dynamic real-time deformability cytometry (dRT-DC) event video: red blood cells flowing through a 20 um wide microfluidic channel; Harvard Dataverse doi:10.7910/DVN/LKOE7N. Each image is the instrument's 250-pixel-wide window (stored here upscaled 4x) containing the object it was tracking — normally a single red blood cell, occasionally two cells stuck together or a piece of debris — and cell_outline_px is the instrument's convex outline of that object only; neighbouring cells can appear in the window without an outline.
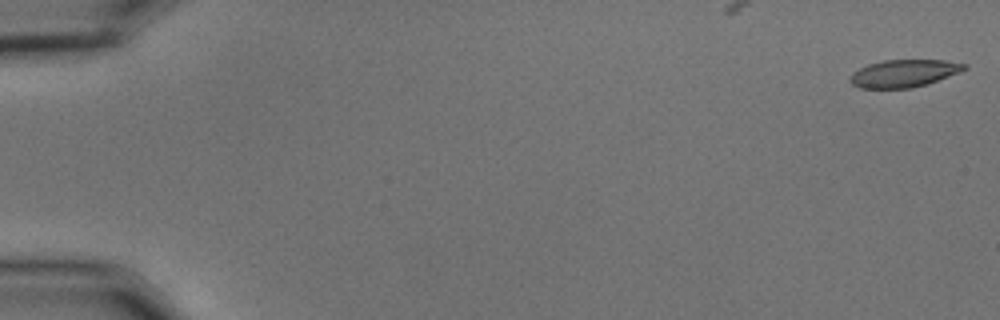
{"species": "common noctule bat (a hibernating species)", "species_latin": "Nyctalus noctula", "temperature_condition": "cold", "stored_images_in_passage": 17, "camera_frame_rate_fps": 3000, "um_per_image_px": 0.085, "animal": {"sex": "male", "body_mass_g": 15.6}, "frame": {"image": 1, "passage_image": 1, "time_ms": 0.0, "image_size_px": [1000, 320], "cell_outline_px": [[968, 68], [960, 72], [928, 84], [912, 88], [860, 88], [852, 84], [848, 80], [852, 72], [868, 64], [884, 60], [944, 60], [968, 64]], "centroid_in_image_um": [76.84, 6.24], "position_along_channel_um": 8.2, "area_um2": 18.44}}